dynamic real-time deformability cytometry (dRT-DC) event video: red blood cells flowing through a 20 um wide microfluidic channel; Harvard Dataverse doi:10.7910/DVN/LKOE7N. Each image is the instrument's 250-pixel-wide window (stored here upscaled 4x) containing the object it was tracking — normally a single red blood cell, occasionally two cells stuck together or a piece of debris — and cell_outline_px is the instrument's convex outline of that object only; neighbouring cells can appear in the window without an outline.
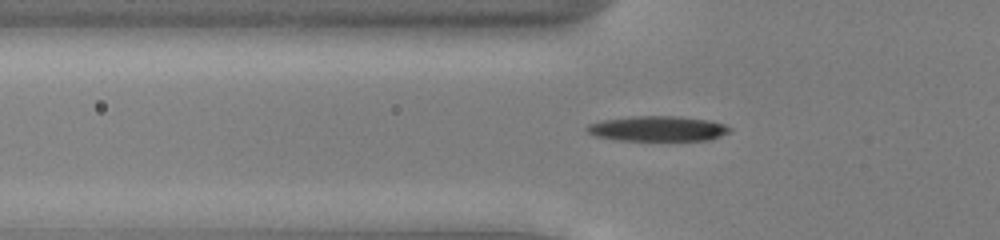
{"species": "common noctule bat (a hibernating species)", "species_latin": "Nyctalus noctula", "temperature_condition": "cold", "stored_images_in_passage": 54, "camera_frame_rate_fps": 3000, "um_per_image_px": 0.085, "animal": {"sex": "male", "body_mass_g": 13.0, "forearm_length_mm": 53.1}, "frame": {"image": 1, "passage_image": 19, "time_ms": 6.0, "image_size_px": [1000, 240], "cell_outline_px": [[732, 132], [708, 140], [616, 140], [596, 136], [588, 132], [584, 128], [588, 124], [600, 120], [632, 116], [680, 116], [708, 120], [724, 124], [732, 128]], "centroid_in_image_um": [55.9, 10.93], "position_along_channel_um": 69.9, "area_um2": 21.1}}
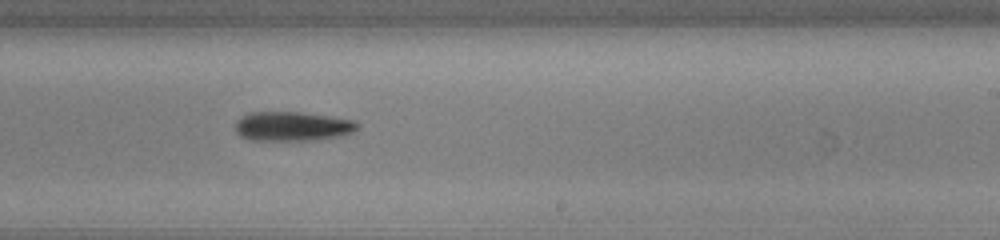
{"frame": {"image": 2, "passage_image": 34, "time_ms": 11.0, "image_size_px": [1000, 240], "cell_outline_px": [[360, 128], [352, 132], [340, 136], [316, 140], [252, 140], [240, 136], [236, 132], [236, 120], [248, 112], [300, 112], [332, 116], [356, 120], [360, 124]], "centroid_in_image_um": [24.89, 10.73], "position_along_channel_um": 264.1, "area_um2": 21.15}}
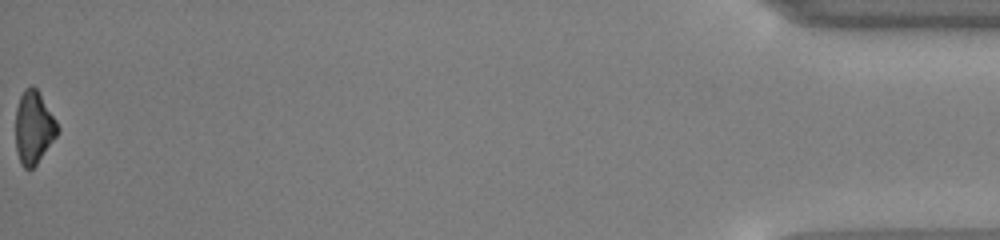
{"frame": {"image": 3, "passage_image": 54, "time_ms": 17.667, "image_size_px": [1000, 240], "cell_outline_px": [[60, 132], [36, 164], [32, 168], [24, 168], [20, 164], [16, 148], [16, 108], [20, 96], [24, 88], [32, 84], [36, 88], [56, 120], [60, 128]], "centroid_in_image_um": [2.87, 10.82], "position_along_channel_um": 432.3, "area_um2": 17.8}, "authors_computed_cell_mechanics": {"area_um2": 19.9699, "velocity_mm_per_s": 3.9154, "shape_relaxation_time_tau1_ms": 2.1727, "shape_relaxation_time_tau2_ms": null, "deformation_change_tau1": 0.0946, "deformation_change_tau2": null}}